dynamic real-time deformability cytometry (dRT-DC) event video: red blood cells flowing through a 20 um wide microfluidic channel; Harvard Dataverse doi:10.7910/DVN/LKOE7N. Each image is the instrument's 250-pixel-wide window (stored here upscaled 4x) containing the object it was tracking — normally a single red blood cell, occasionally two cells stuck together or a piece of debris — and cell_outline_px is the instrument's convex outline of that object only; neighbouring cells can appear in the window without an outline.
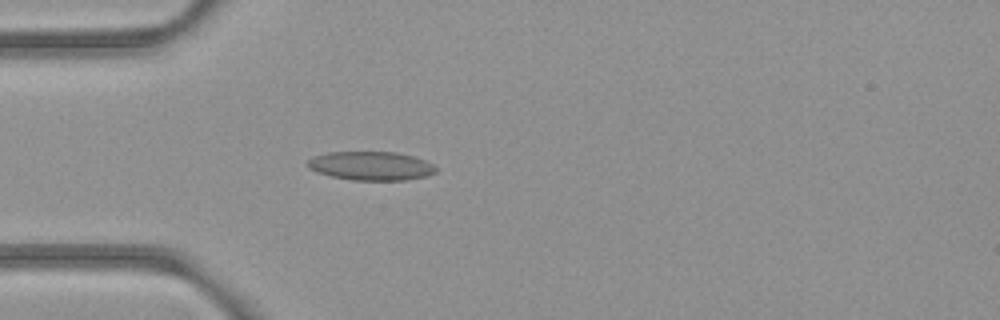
{"species": "common noctule bat (a hibernating species)", "species_latin": "Nyctalus noctula", "temperature_condition": "room temperature", "stored_images_in_passage": 46, "camera_frame_rate_fps": 3000, "um_per_image_px": 0.085, "animal": {"sex": "female", "body_mass_g": 21.9}, "frame": {"image": 1, "passage_image": 8, "time_ms": 2.333, "image_size_px": [1000, 320], "cell_outline_px": [[436, 172], [424, 176], [408, 180], [352, 180], [332, 176], [316, 172], [308, 168], [308, 160], [312, 156], [328, 152], [396, 152], [412, 156], [424, 160], [432, 164], [436, 168]], "centroid_in_image_um": [31.5, 14.1], "position_along_channel_um": 53.5, "area_um2": 21.44}}
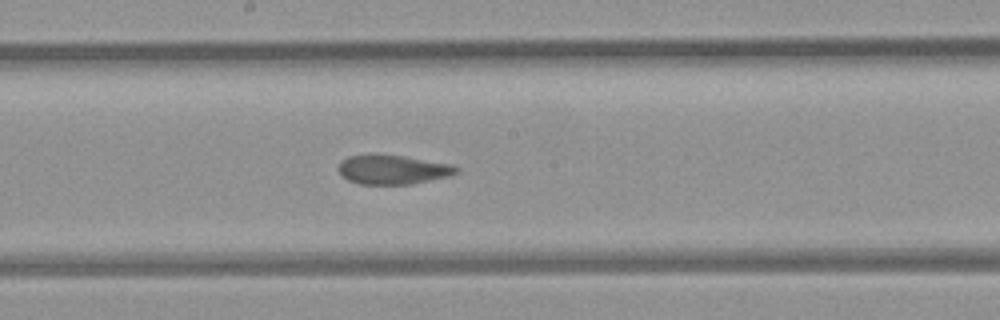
{"frame": {"image": 2, "passage_image": 21, "time_ms": 6.667, "image_size_px": [1000, 320], "cell_outline_px": [[460, 172], [448, 176], [412, 184], [360, 184], [348, 180], [336, 168], [340, 160], [348, 156], [404, 156], [452, 164], [460, 168]], "centroid_in_image_um": [33.41, 14.43], "position_along_channel_um": 214.8, "area_um2": 19.83}}
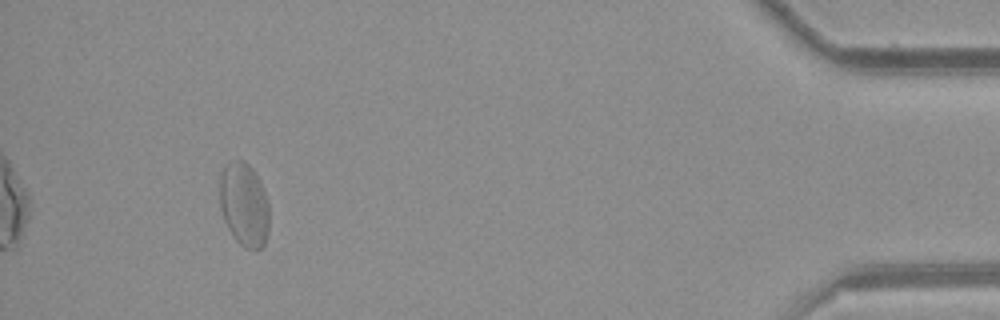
{"frame": {"image": 3, "passage_image": 42, "time_ms": 13.667, "image_size_px": [1000, 320], "cell_outline_px": [[268, 232], [264, 244], [256, 252], [244, 248], [232, 236], [224, 220], [220, 204], [220, 176], [224, 168], [236, 160], [240, 160], [248, 164], [256, 176], [268, 200]], "centroid_in_image_um": [20.75, 17.47], "position_along_channel_um": 414.4, "area_um2": 23.87}, "authors_computed_cell_mechanics": {"area_um2": 21.2126, "velocity_mm_per_s": 3.8926, "shape_relaxation_time_tau1_ms": null, "shape_relaxation_time_tau2_ms": 1.2639, "deformation_change_tau1": null, "deformation_change_tau2": 0.0718}}